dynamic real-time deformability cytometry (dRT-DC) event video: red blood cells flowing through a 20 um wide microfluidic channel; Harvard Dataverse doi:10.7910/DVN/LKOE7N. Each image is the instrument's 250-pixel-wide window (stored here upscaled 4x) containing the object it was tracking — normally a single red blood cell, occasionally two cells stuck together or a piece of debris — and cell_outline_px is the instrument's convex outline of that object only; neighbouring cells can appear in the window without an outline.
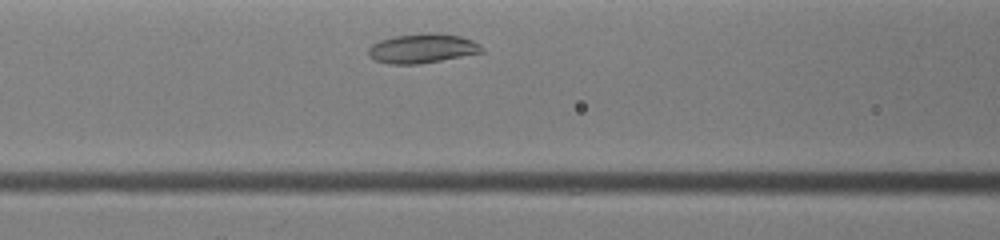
{"species": "common noctule bat (a hibernating species)", "species_latin": "Nyctalus noctula", "temperature_condition": "warm", "stored_images_in_passage": 23, "camera_frame_rate_fps": 3000, "um_per_image_px": 0.085, "animal": {"sex": "female", "body_mass_g": 19.0, "forearm_length_mm": 51.5}, "frame": {"image": 1, "passage_image": 6, "time_ms": 1.667, "image_size_px": [1000, 240], "cell_outline_px": [[484, 52], [440, 60], [416, 64], [388, 64], [376, 60], [368, 56], [368, 48], [372, 44], [380, 40], [396, 36], [428, 32], [432, 32], [460, 36], [472, 40], [480, 44], [484, 48]], "centroid_in_image_um": [35.9, 4.11], "position_along_channel_um": 130.7, "area_um2": 19.36}}
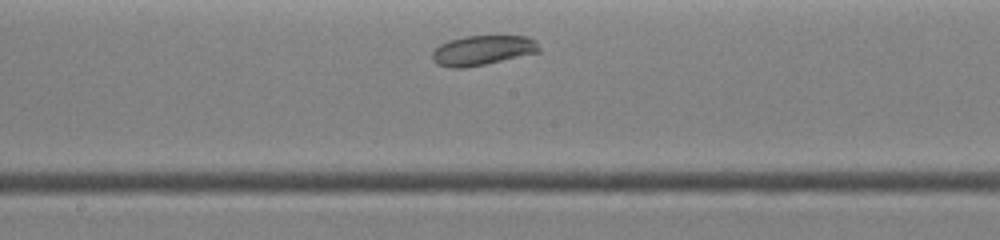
{"frame": {"image": 2, "passage_image": 11, "time_ms": 3.333, "image_size_px": [1000, 240], "cell_outline_px": [[540, 52], [484, 64], [464, 68], [448, 68], [436, 64], [432, 60], [432, 52], [440, 44], [448, 40], [464, 36], [528, 36], [536, 40], [540, 48]], "centroid_in_image_um": [41.0, 4.27], "position_along_channel_um": 207.2, "area_um2": 18.67}}
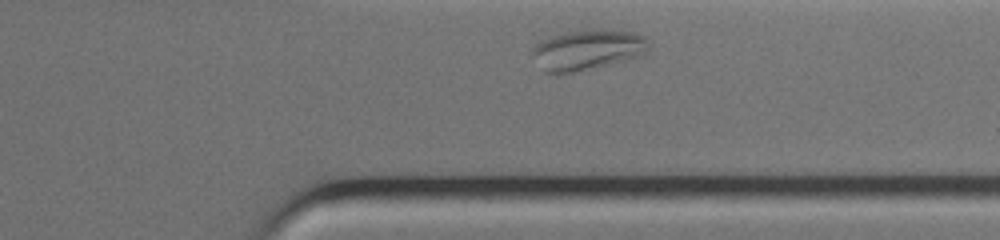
{"frame": {"image": 3, "passage_image": 21, "time_ms": 6.667, "image_size_px": [1000, 240], "cell_outline_px": [[648, 52], [640, 56], [624, 60], [572, 72], [544, 72], [532, 56], [532, 48], [536, 44], [552, 36], [568, 32], [632, 32], [644, 36], [648, 44]], "centroid_in_image_um": [49.91, 4.26], "position_along_channel_um": 361.5, "area_um2": 25.95}}